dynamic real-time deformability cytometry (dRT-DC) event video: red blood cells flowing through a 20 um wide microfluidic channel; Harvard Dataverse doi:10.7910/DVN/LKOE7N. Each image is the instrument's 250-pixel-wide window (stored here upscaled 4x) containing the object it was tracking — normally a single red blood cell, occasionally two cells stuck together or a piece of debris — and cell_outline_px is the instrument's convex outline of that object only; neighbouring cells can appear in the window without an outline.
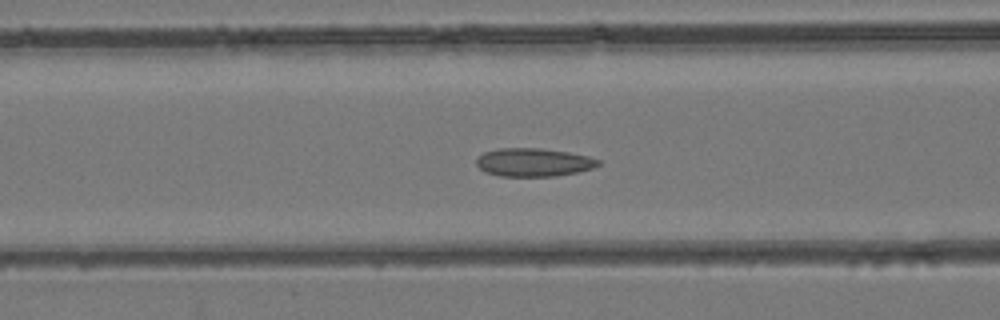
{"species": "common noctule bat (a hibernating species)", "species_latin": "Nyctalus noctula", "temperature_condition": "room temperature", "stored_images_in_passage": 52, "camera_frame_rate_fps": 3000, "um_per_image_px": 0.085, "animal": {"sex": "female", "body_mass_g": 24.6, "forearm_length_mm": 56.2}, "frame": {"image": 1, "passage_image": 21, "time_ms": 6.667, "image_size_px": [1000, 320], "cell_outline_px": [[600, 164], [592, 168], [576, 172], [556, 176], [500, 176], [484, 172], [476, 164], [476, 160], [484, 152], [500, 148], [540, 148], [568, 152], [588, 156], [600, 160]], "centroid_in_image_um": [45.34, 13.8], "position_along_channel_um": 121.3, "area_um2": 20.0}}
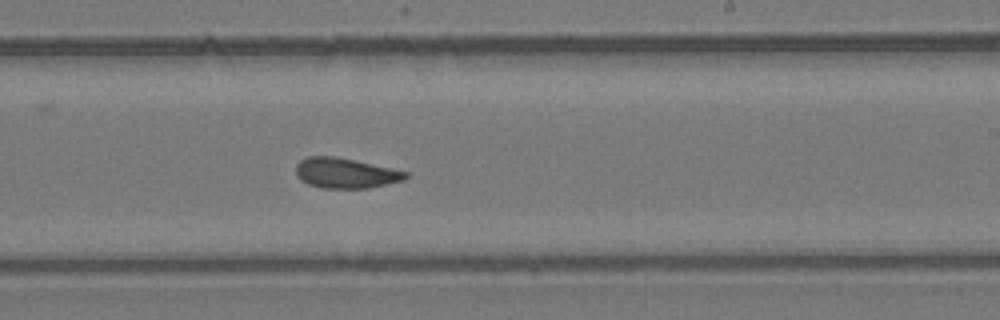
{"frame": {"image": 2, "passage_image": 31, "time_ms": 10.0, "image_size_px": [1000, 320], "cell_outline_px": [[408, 176], [404, 180], [368, 188], [320, 188], [308, 184], [300, 180], [296, 176], [296, 164], [300, 160], [308, 156], [336, 156], [392, 168], [408, 172]], "centroid_in_image_um": [29.34, 14.71], "position_along_channel_um": 259.7, "area_um2": 19.42}}
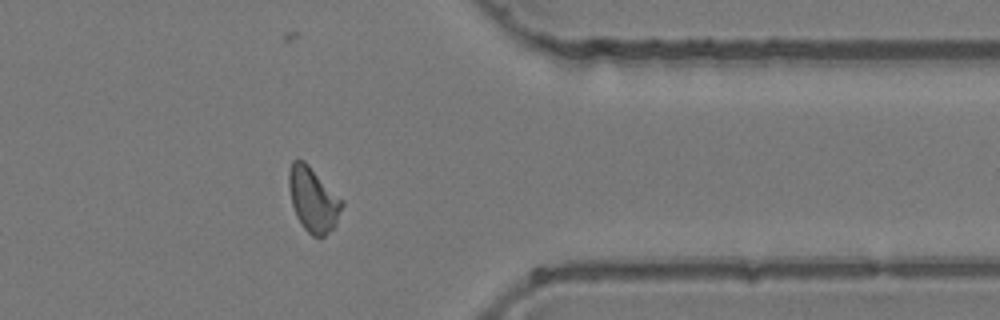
{"frame": {"image": 3, "passage_image": 41, "time_ms": 13.333, "image_size_px": [1000, 320], "cell_outline_px": [[344, 204], [336, 224], [324, 236], [312, 236], [304, 228], [296, 216], [292, 204], [288, 188], [288, 172], [292, 160], [304, 160], [344, 200]], "centroid_in_image_um": [26.62, 16.94], "position_along_channel_um": 384.8, "area_um2": 20.06}}